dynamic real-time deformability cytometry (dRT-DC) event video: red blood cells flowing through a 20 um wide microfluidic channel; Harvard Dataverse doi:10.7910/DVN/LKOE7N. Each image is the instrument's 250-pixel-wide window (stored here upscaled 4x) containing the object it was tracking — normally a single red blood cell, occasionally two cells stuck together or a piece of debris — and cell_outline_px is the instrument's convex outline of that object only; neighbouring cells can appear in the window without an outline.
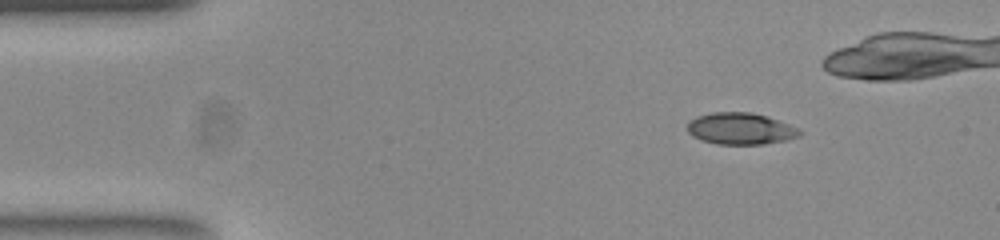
{"species": "common noctule bat (a hibernating species)", "species_latin": "Nyctalus noctula", "temperature_condition": "room temperature", "stored_images_in_passage": 36, "camera_frame_rate_fps": 3000, "um_per_image_px": 0.085, "animal": {"sex": "female", "body_mass_g": 23.0, "forearm_length_mm": 53.4}, "frame": {"image": 1, "passage_image": 1, "time_ms": 0.0, "image_size_px": [1000, 240], "cell_outline_px": [[804, 132], [800, 136], [784, 140], [764, 144], [716, 144], [692, 136], [688, 132], [688, 124], [696, 116], [712, 112], [748, 112], [764, 116], [788, 124]], "centroid_in_image_um": [62.93, 10.94], "position_along_channel_um": 22.1, "area_um2": 20.4}}
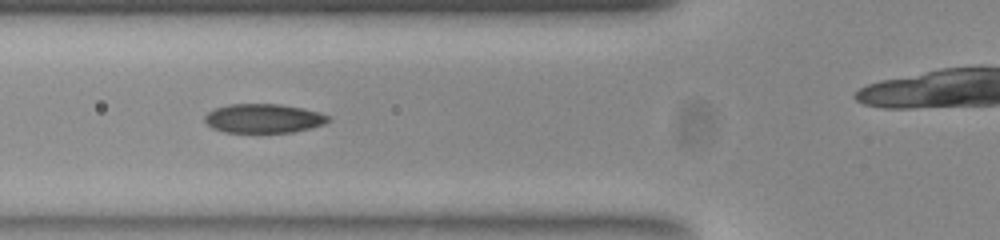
{"frame": {"image": 2, "passage_image": 13, "time_ms": 4.0, "image_size_px": [1000, 240], "cell_outline_px": [[332, 120], [324, 124], [292, 132], [224, 132], [212, 128], [204, 120], [204, 116], [208, 112], [216, 108], [228, 104], [280, 104], [320, 112], [328, 116]], "centroid_in_image_um": [22.39, 10.06], "position_along_channel_um": 103.4, "area_um2": 20.81}}
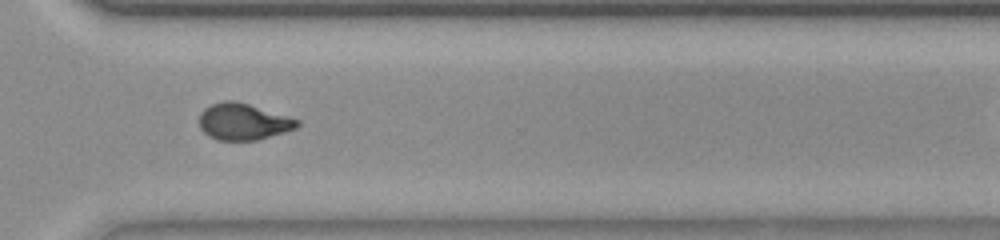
{"frame": {"image": 3, "passage_image": 32, "time_ms": 10.333, "image_size_px": [1000, 240], "cell_outline_px": [[300, 124], [296, 128], [284, 132], [256, 140], [216, 140], [208, 136], [200, 128], [200, 112], [204, 108], [212, 104], [224, 100], [232, 100], [248, 104], [300, 120]], "centroid_in_image_um": [20.65, 10.34], "position_along_channel_um": 350.0, "area_um2": 20.69}}